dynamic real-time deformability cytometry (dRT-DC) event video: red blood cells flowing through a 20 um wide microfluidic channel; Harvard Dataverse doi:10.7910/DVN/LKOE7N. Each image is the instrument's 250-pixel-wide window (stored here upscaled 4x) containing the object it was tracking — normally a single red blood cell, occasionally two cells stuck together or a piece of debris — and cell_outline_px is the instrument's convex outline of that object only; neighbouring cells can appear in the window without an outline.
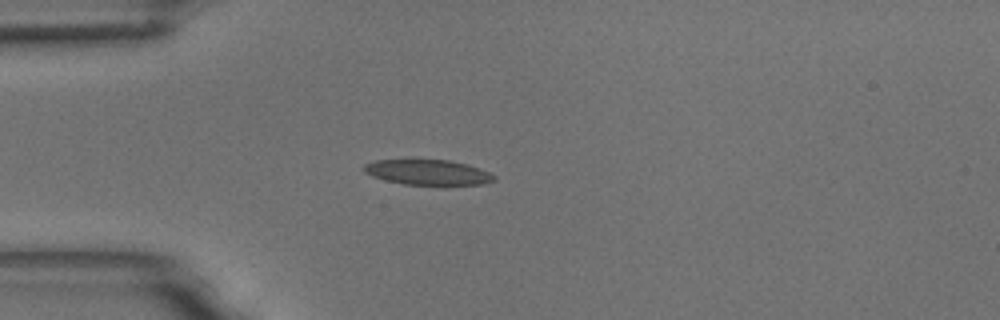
{"species": "common noctule bat (a hibernating species)", "species_latin": "Nyctalus noctula", "temperature_condition": "room temperature", "stored_images_in_passage": 35, "camera_frame_rate_fps": 3000, "um_per_image_px": 0.085, "animal": {"sex": "male", "body_mass_g": 18.8}, "frame": {"image": 1, "passage_image": 1, "time_ms": 0.0, "image_size_px": [1000, 320], "cell_outline_px": [[496, 180], [480, 184], [444, 188], [404, 184], [384, 180], [372, 176], [364, 172], [364, 164], [376, 160], [448, 160], [464, 164], [488, 172], [496, 176]], "centroid_in_image_um": [36.39, 14.7], "position_along_channel_um": 48.6, "area_um2": 19.77}}
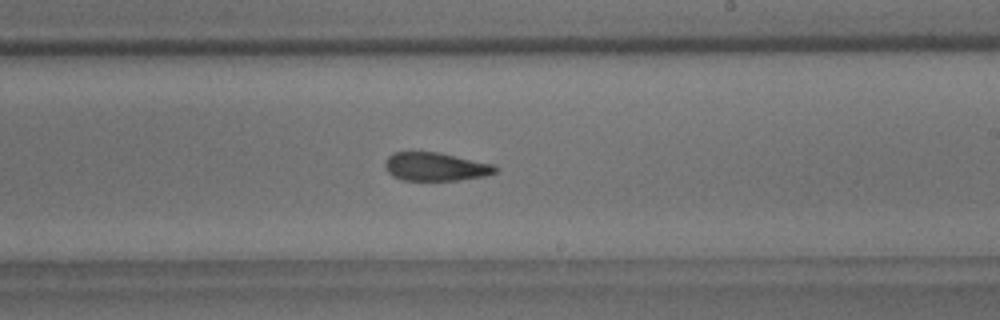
{"frame": {"image": 2, "passage_image": 19, "time_ms": 6.0, "image_size_px": [1000, 320], "cell_outline_px": [[496, 172], [484, 176], [460, 180], [404, 180], [392, 176], [388, 172], [384, 164], [388, 156], [392, 152], [436, 152], [496, 164]], "centroid_in_image_um": [37.02, 14.17], "position_along_channel_um": 252.0, "area_um2": 18.21}}
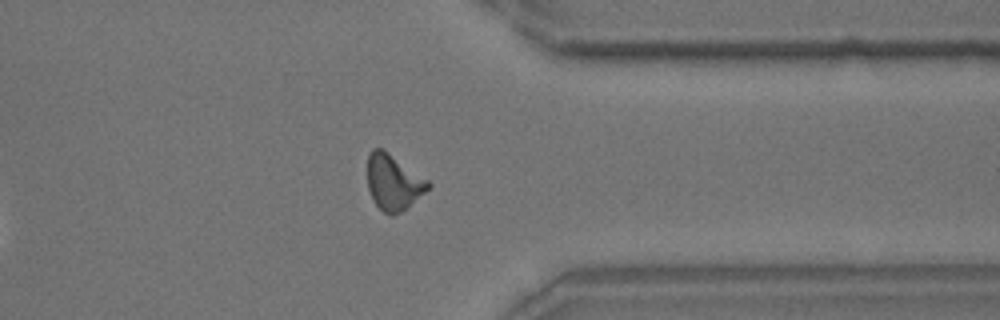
{"frame": {"image": 3, "passage_image": 30, "time_ms": 9.667, "image_size_px": [1000, 320], "cell_outline_px": [[432, 184], [424, 192], [400, 212], [392, 216], [384, 212], [376, 204], [368, 188], [368, 152], [372, 148], [380, 148], [388, 152], [428, 180]], "centroid_in_image_um": [33.42, 15.47], "position_along_channel_um": 378.0, "area_um2": 19.19}, "authors_computed_cell_mechanics": {"area_um2": 19.1318, "velocity_mm_per_s": 3.5999, "shape_relaxation_time_tau1_ms": null, "shape_relaxation_time_tau2_ms": 3.3252, "deformation_change_tau1": null, "deformation_change_tau2": 0.1022}}